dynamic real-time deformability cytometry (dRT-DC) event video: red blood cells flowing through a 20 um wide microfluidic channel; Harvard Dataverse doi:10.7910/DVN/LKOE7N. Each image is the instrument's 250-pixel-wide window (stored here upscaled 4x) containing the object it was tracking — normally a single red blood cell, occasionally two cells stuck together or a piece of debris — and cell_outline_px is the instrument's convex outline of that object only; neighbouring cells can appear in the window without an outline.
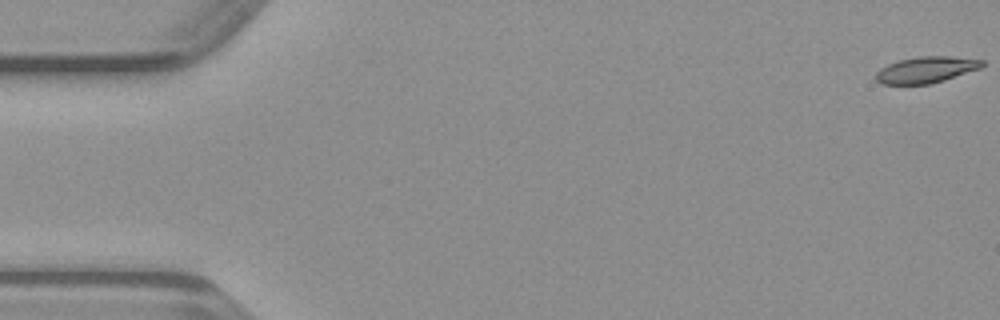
{"species": "common noctule bat (a hibernating species)", "species_latin": "Nyctalus noctula", "temperature_condition": "warm", "stored_images_in_passage": 49, "camera_frame_rate_fps": 3000, "um_per_image_px": 0.085, "animal": {"sex": "male", "body_mass_g": 23.1, "forearm_length_mm": 52.7}, "frame": {"image": 1, "passage_image": 1, "time_ms": 0.0, "image_size_px": [1000, 320], "cell_outline_px": [[984, 64], [980, 68], [944, 80], [928, 84], [880, 84], [876, 80], [876, 72], [880, 68], [888, 64], [900, 60], [920, 56], [948, 56], [984, 60]], "centroid_in_image_um": [78.7, 5.93], "position_along_channel_um": 6.3, "area_um2": 16.13}}
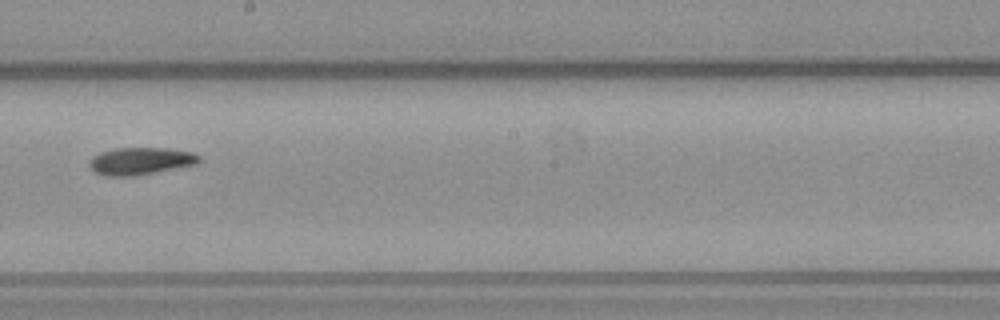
{"frame": {"image": 2, "passage_image": 28, "time_ms": 9.0, "image_size_px": [1000, 320], "cell_outline_px": [[200, 160], [196, 164], [136, 176], [104, 176], [96, 172], [88, 164], [88, 160], [92, 156], [100, 152], [116, 148], [168, 148], [192, 152], [200, 156]], "centroid_in_image_um": [11.92, 13.69], "position_along_channel_um": 236.3, "area_um2": 17.51}}
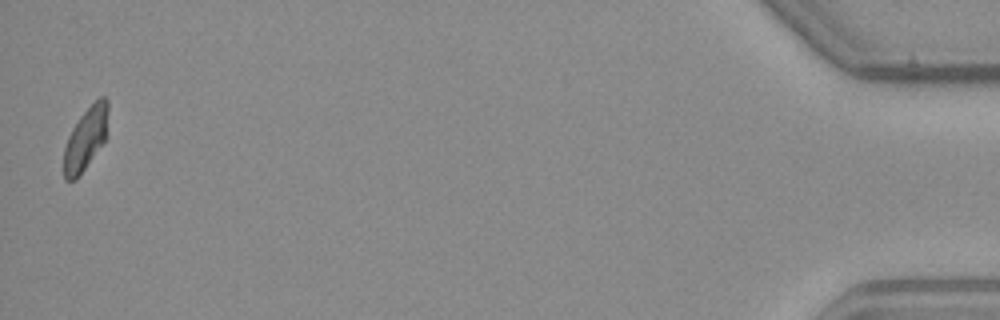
{"frame": {"image": 3, "passage_image": 49, "time_ms": 16.0, "image_size_px": [1000, 320], "cell_outline_px": [[108, 108], [104, 140], [76, 180], [64, 180], [64, 148], [68, 136], [72, 128], [80, 116], [100, 96], [104, 96], [108, 100]], "centroid_in_image_um": [7.25, 11.78], "position_along_channel_um": 427.9, "area_um2": 15.66}}